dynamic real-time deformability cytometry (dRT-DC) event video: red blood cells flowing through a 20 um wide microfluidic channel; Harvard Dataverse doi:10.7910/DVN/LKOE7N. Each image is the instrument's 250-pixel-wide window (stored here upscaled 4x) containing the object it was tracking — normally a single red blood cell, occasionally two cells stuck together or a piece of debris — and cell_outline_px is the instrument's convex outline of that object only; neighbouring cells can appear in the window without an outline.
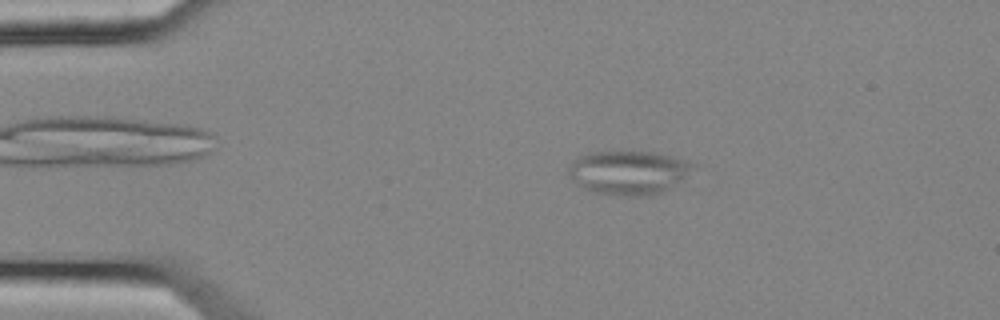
{"species": "common noctule bat (a hibernating species)", "species_latin": "Nyctalus noctula", "temperature_condition": "cold", "stored_images_in_passage": 54, "camera_frame_rate_fps": 3000, "um_per_image_px": 0.085, "animal": {"sex": "female", "body_mass_g": 25.1}, "frame": {"image": 1, "passage_image": 10, "time_ms": 3.0, "image_size_px": [1000, 320], "cell_outline_px": [[700, 164], [696, 168], [680, 180], [668, 188], [652, 196], [616, 196], [592, 192], [576, 184], [568, 176], [568, 168], [580, 156], [588, 152], [656, 152], [688, 160]], "centroid_in_image_um": [53.45, 14.67], "position_along_channel_um": 31.6, "area_um2": 32.08}}
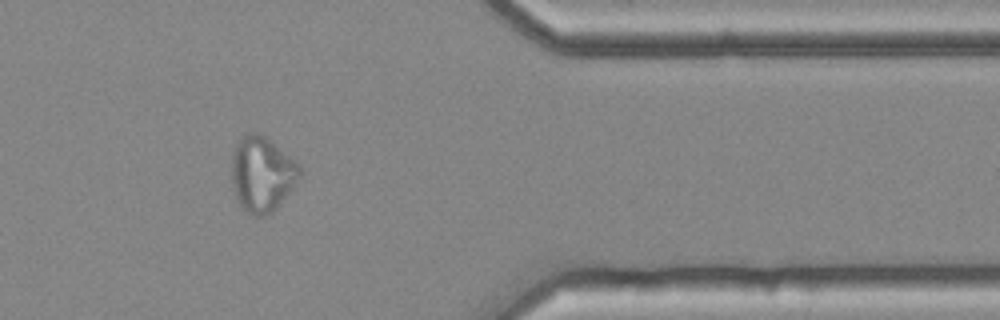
{"frame": {"image": 2, "passage_image": 45, "time_ms": 14.667, "image_size_px": [1000, 320], "cell_outline_px": [[300, 176], [280, 204], [272, 212], [264, 216], [256, 216], [248, 212], [240, 204], [232, 188], [232, 152], [236, 144], [248, 132], [256, 132], [264, 136], [296, 160], [300, 164]], "centroid_in_image_um": [22.26, 14.79], "position_along_channel_um": 389.1, "area_um2": 29.54}}
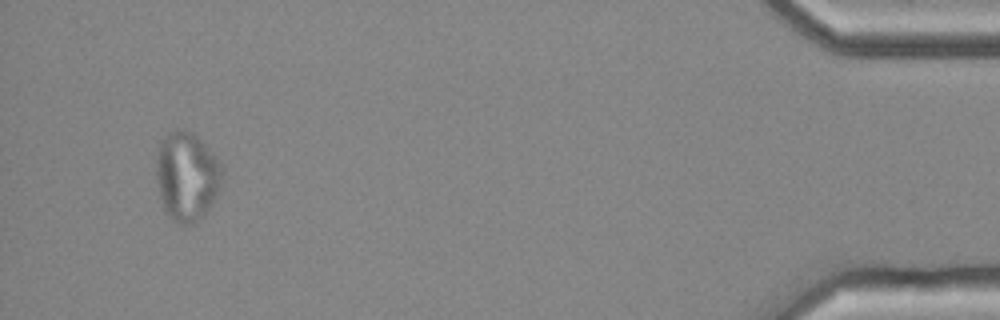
{"frame": {"image": 3, "passage_image": 52, "time_ms": 17.0, "image_size_px": [1000, 320], "cell_outline_px": [[224, 180], [212, 204], [204, 216], [192, 224], [180, 224], [172, 220], [168, 216], [164, 208], [160, 196], [156, 180], [156, 160], [160, 140], [168, 132], [176, 128], [184, 128], [192, 132], [220, 160], [224, 172]], "centroid_in_image_um": [15.89, 14.97], "position_along_channel_um": 419.3, "area_um2": 34.85}}